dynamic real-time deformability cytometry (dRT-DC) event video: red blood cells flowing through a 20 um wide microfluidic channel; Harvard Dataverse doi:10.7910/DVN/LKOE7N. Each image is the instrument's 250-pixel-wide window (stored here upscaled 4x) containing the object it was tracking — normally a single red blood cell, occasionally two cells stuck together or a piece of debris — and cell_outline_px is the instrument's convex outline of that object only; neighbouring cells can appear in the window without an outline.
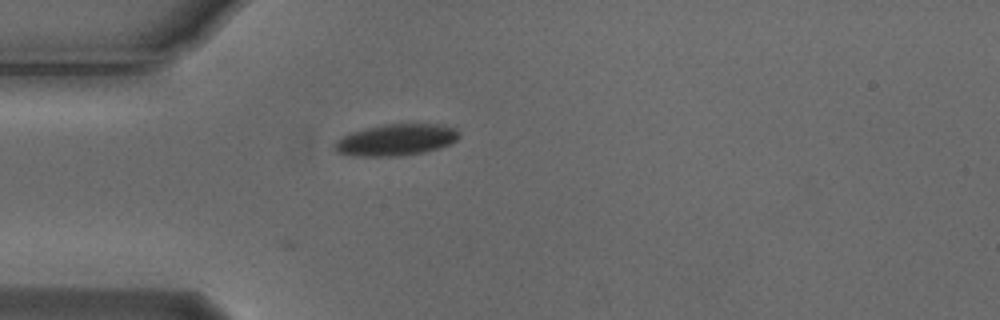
{"species": "Egyptian fruit bat (a non-hibernating species)", "species_latin": "Rousettus aegyptiacus", "temperature_condition": "cold", "stored_images_in_passage": 2, "camera_frame_rate_fps": 3000, "um_per_image_px": 0.085, "animal": {"sex": "male"}, "frame": {"image": 1, "passage_image": 2, "time_ms": 0.333, "image_size_px": [1000, 320], "cell_outline_px": [[460, 136], [456, 140], [440, 148], [424, 152], [400, 156], [352, 156], [336, 152], [332, 148], [332, 144], [340, 136], [348, 132], [384, 124], [440, 124], [456, 128], [460, 132]], "centroid_in_image_um": [33.61, 11.89], "position_along_channel_um": 51.4, "area_um2": 23.29}}